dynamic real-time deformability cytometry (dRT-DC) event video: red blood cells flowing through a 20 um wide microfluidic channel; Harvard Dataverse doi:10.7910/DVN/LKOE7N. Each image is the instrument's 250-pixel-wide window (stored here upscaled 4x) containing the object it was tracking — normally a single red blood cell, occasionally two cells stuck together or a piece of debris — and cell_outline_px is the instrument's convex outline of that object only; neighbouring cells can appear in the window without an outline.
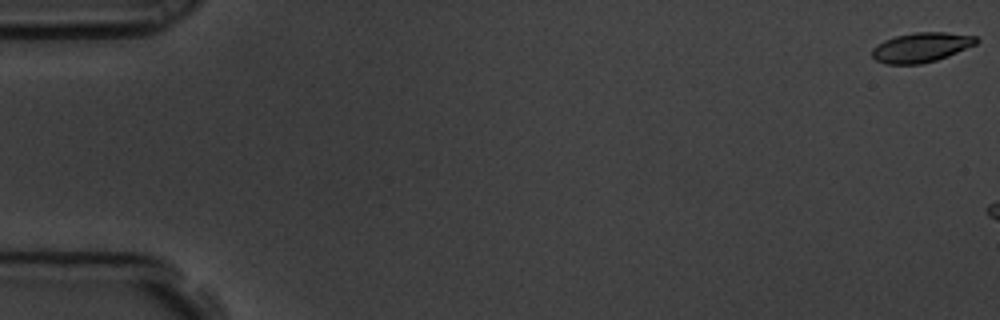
{"species": "common noctule bat (a hibernating species)", "species_latin": "Nyctalus noctula", "temperature_condition": "room temperature", "stored_images_in_passage": 4, "camera_frame_rate_fps": 3000, "um_per_image_px": 0.085, "animal": {"sex": "male", "body_mass_g": 19.5, "forearm_length_mm": 54.6}, "frame": {"image": 1, "passage_image": 1, "time_ms": 0.0, "image_size_px": [1000, 320], "cell_outline_px": [[980, 40], [976, 44], [948, 56], [936, 60], [920, 64], [888, 64], [876, 60], [872, 56], [872, 48], [884, 40], [896, 36], [916, 32], [944, 32], [976, 36]], "centroid_in_image_um": [78.31, 4.02], "position_along_channel_um": 6.7, "area_um2": 17.92}}